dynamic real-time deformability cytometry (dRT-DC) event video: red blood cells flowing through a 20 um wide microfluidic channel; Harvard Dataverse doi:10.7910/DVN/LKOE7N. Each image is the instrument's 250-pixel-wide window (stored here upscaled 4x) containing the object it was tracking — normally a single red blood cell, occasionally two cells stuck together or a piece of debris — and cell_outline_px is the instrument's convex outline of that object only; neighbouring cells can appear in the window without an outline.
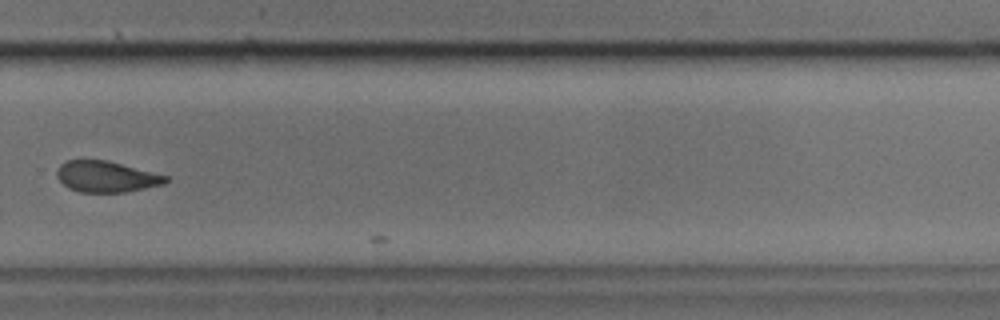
{"species": "common noctule bat (a hibernating species)", "species_latin": "Nyctalus noctula", "temperature_condition": "cold", "stored_images_in_passage": 20, "camera_frame_rate_fps": 3000, "um_per_image_px": 0.085, "animal": {"sex": "male", "body_mass_g": 17.9, "forearm_length_mm": 54.2}, "frame": {"image": 1, "passage_image": 17, "time_ms": 5.333, "image_size_px": [1000, 320], "cell_outline_px": [[168, 180], [164, 184], [124, 192], [80, 192], [68, 188], [56, 176], [56, 172], [60, 164], [68, 160], [108, 160], [168, 176]], "centroid_in_image_um": [9.02, 15.01], "position_along_channel_um": 320.8, "area_um2": 19.59}}